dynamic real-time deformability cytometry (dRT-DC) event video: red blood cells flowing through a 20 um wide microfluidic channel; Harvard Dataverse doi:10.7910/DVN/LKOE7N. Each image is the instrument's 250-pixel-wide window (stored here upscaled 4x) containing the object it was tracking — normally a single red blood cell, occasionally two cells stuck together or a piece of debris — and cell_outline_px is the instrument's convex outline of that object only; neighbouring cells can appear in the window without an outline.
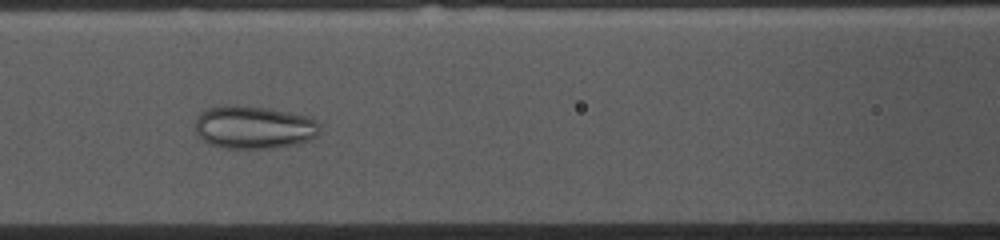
{"species": "common noctule bat (a hibernating species)", "species_latin": "Nyctalus noctula", "temperature_condition": "cold", "stored_images_in_passage": 53, "camera_frame_rate_fps": 3000, "um_per_image_px": 0.085, "animal": {"sex": "female", "body_mass_g": 10.0, "forearm_length_mm": 53.1}, "frame": {"image": 1, "passage_image": 21, "time_ms": 6.667, "image_size_px": [1000, 240], "cell_outline_px": [[320, 132], [316, 136], [308, 140], [296, 144], [272, 148], [224, 148], [212, 144], [196, 136], [196, 116], [200, 112], [208, 108], [232, 104], [268, 108], [308, 116], [316, 120], [320, 128]], "centroid_in_image_um": [21.56, 10.81], "position_along_channel_um": 145.0, "area_um2": 31.27}}
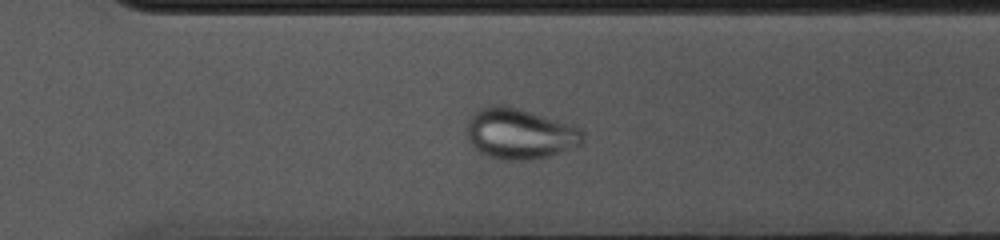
{"frame": {"image": 2, "passage_image": 36, "time_ms": 11.667, "image_size_px": [1000, 240], "cell_outline_px": [[584, 140], [580, 144], [548, 156], [536, 160], [504, 160], [480, 152], [468, 140], [468, 120], [472, 112], [480, 108], [492, 104], [500, 104], [516, 108], [572, 124], [580, 128], [584, 136]], "centroid_in_image_um": [44.17, 11.35], "position_along_channel_um": 326.4, "area_um2": 33.99}}
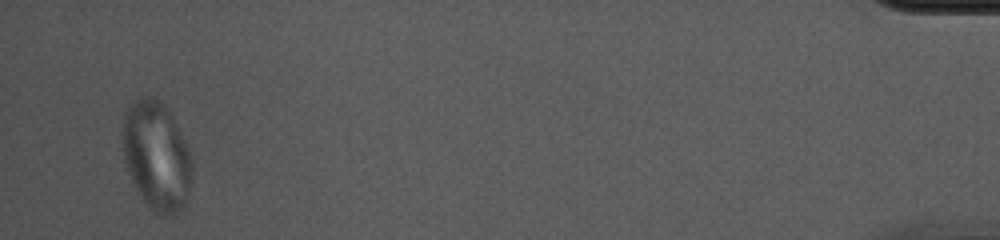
{"frame": {"image": 3, "passage_image": 51, "time_ms": 16.667, "image_size_px": [1000, 240], "cell_outline_px": [[192, 168], [188, 200], [184, 208], [172, 216], [160, 216], [136, 192], [128, 172], [124, 156], [124, 112], [128, 104], [144, 96], [148, 96], [164, 104], [168, 108], [172, 116], [188, 152], [192, 164]], "centroid_in_image_um": [13.31, 13.29], "position_along_channel_um": 421.9, "area_um2": 43.58}}